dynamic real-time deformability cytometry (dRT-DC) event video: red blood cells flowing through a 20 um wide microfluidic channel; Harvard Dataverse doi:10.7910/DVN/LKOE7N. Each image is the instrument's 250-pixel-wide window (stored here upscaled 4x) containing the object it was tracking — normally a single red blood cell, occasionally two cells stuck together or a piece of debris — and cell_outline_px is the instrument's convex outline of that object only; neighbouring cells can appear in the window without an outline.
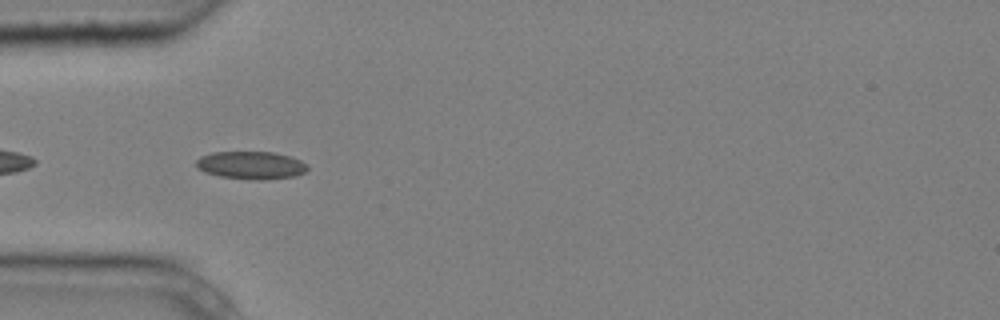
{"species": "common noctule bat (a hibernating species)", "species_latin": "Nyctalus noctula", "temperature_condition": "cold", "stored_images_in_passage": 6, "segment_of_instrument_passage": [2, 2], "camera_frame_rate_fps": 3000, "um_per_image_px": 0.085, "animal": {"sex": "male", "body_mass_g": 20.4}, "frame": {"image": 1, "passage_image": 5, "time_ms": 1.333, "image_size_px": [1000, 320], "cell_outline_px": [[308, 168], [304, 172], [296, 176], [264, 180], [256, 180], [220, 176], [204, 172], [196, 168], [196, 160], [200, 156], [212, 152], [272, 152], [292, 156], [308, 164]], "centroid_in_image_um": [21.34, 14.04], "position_along_channel_um": 63.7, "area_um2": 18.21}}
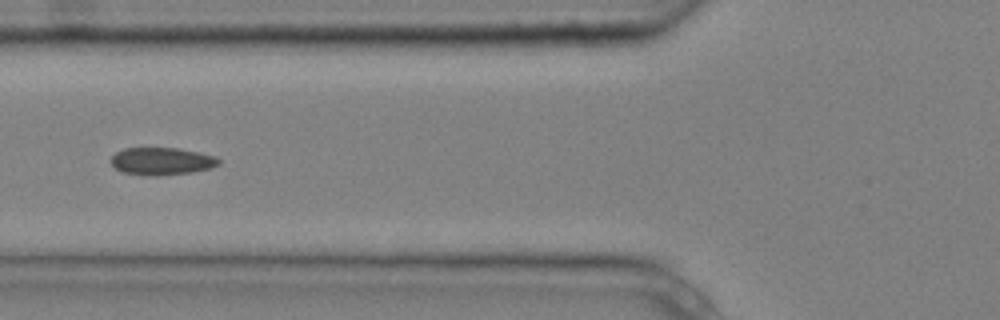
{"frame": {"image": 2, "passage_image": 6, "time_ms": 1.667, "image_size_px": [1000, 320], "cell_outline_px": [[220, 164], [212, 168], [192, 172], [156, 176], [124, 172], [116, 168], [112, 164], [112, 156], [116, 152], [124, 148], [176, 148], [200, 152], [216, 156], [220, 160]], "centroid_in_image_um": [13.8, 13.69], "position_along_channel_um": 112.0, "area_um2": 17.17}}